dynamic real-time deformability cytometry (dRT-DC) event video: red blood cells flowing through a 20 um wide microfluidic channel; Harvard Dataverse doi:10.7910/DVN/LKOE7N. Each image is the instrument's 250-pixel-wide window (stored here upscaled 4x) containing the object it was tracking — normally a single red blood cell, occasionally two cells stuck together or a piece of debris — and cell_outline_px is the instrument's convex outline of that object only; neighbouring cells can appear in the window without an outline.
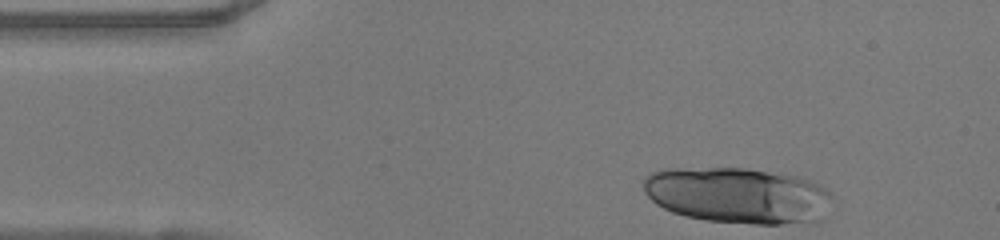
{"species": "human", "species_latin": "Homo sapiens", "temperature_condition": "warm", "stored_images_in_passage": 30, "camera_frame_rate_fps": 3000, "um_per_image_px": 0.085, "donor": {"sex": "female"}, "frame": {"image": 1, "passage_image": 1, "time_ms": 0.0, "image_size_px": [1000, 240], "cell_outline_px": [[832, 196], [820, 220], [780, 224], [752, 224], [704, 220], [672, 212], [656, 204], [644, 192], [644, 176], [660, 168], [744, 168], [796, 176], [820, 184]], "centroid_in_image_um": [62.66, 16.6], "position_along_channel_um": 22.3, "area_um2": 61.5}}